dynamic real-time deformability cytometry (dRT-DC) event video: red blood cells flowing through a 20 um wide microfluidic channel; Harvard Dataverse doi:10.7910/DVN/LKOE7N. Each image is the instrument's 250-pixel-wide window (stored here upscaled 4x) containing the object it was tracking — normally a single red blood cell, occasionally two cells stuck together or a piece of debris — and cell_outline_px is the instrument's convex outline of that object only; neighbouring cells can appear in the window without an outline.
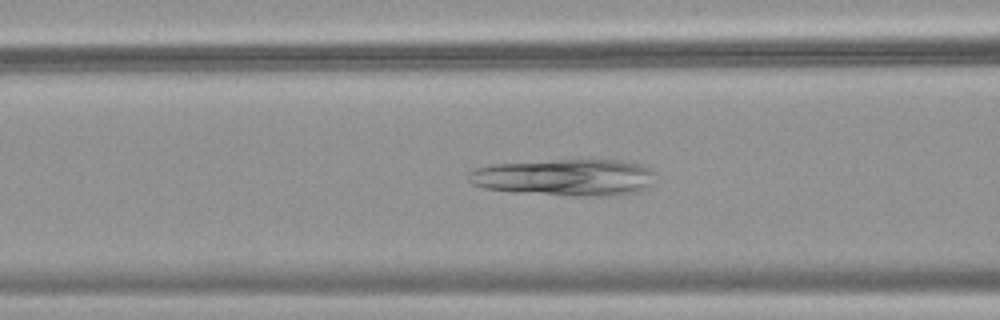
{"species": "common noctule bat (a hibernating species)", "species_latin": "Nyctalus noctula", "temperature_condition": "warm", "stored_images_in_passage": 49, "camera_frame_rate_fps": 3000, "um_per_image_px": 0.085, "animal": {"sex": "female", "body_mass_g": 18.4}, "frame": {"image": 1, "passage_image": 20, "time_ms": 6.333, "image_size_px": [1000, 320], "cell_outline_px": [[656, 172], [652, 184], [636, 192], [608, 196], [572, 196], [512, 192], [484, 188], [472, 184], [468, 180], [468, 172], [472, 168], [492, 164], [592, 156], [620, 160], [640, 164], [652, 168]], "centroid_in_image_um": [48.04, 15.03], "position_along_channel_um": 118.6, "area_um2": 41.85}}
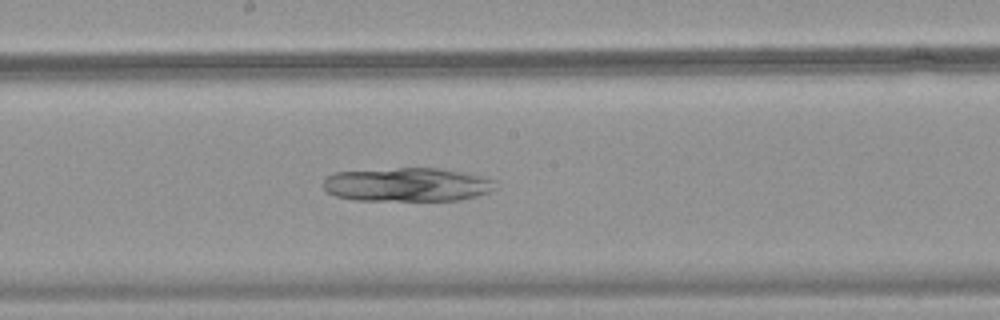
{"frame": {"image": 2, "passage_image": 27, "time_ms": 8.667, "image_size_px": [1000, 320], "cell_outline_px": [[500, 188], [492, 192], [460, 200], [356, 200], [336, 196], [328, 192], [324, 188], [324, 180], [332, 172], [396, 168], [440, 168], [480, 176], [496, 180]], "centroid_in_image_um": [34.68, 15.69], "position_along_channel_um": 213.5, "area_um2": 34.1}}
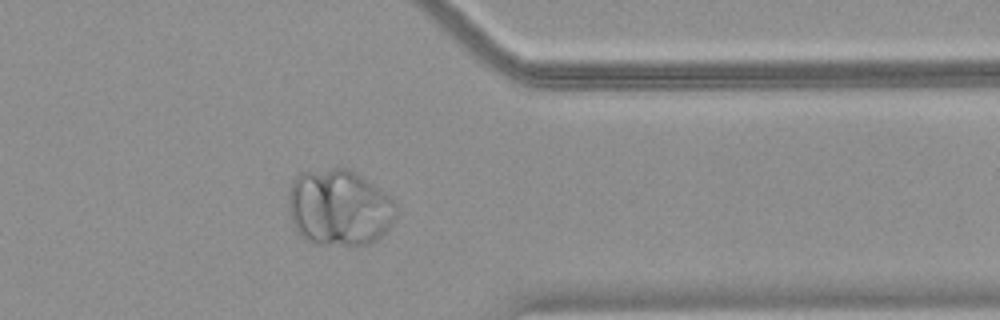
{"frame": {"image": 3, "passage_image": 40, "time_ms": 13.0, "image_size_px": [1000, 320], "cell_outline_px": [[396, 216], [388, 228], [376, 240], [368, 244], [352, 248], [316, 244], [304, 240], [300, 236], [292, 224], [288, 208], [288, 192], [292, 180], [300, 172], [332, 168], [348, 168], [356, 172], [388, 196], [396, 204]], "centroid_in_image_um": [28.78, 17.69], "position_along_channel_um": 382.6, "area_um2": 48.73}}